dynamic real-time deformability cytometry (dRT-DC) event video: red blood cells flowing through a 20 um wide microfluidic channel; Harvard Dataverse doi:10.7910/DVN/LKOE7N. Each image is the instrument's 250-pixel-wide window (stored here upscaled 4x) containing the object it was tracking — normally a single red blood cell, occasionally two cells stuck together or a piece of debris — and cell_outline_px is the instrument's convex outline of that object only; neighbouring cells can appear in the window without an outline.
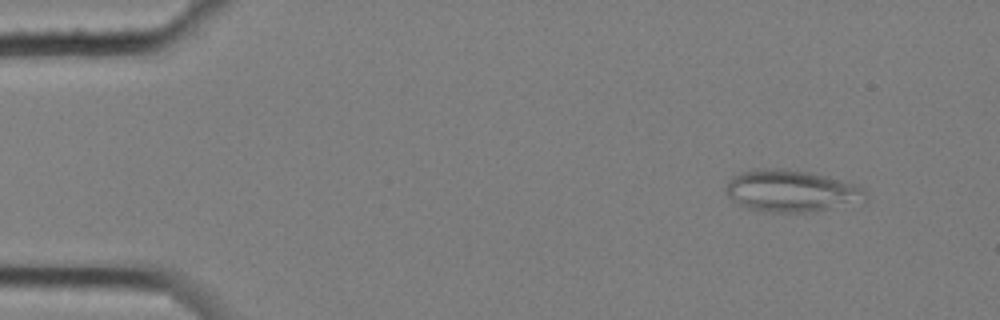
{"species": "common noctule bat (a hibernating species)", "species_latin": "Nyctalus noctula", "temperature_condition": "cold", "stored_images_in_passage": 3, "camera_frame_rate_fps": 3000, "um_per_image_px": 0.085, "animal": {"sex": "female", "body_mass_g": 25.1}, "frame": {"image": 1, "passage_image": 1, "time_ms": 0.0, "image_size_px": [1000, 320], "cell_outline_px": [[868, 200], [828, 208], [804, 212], [768, 212], [752, 208], [740, 204], [732, 200], [728, 196], [724, 188], [728, 180], [732, 176], [740, 172], [764, 168], [784, 168], [812, 172], [828, 176], [852, 184], [860, 188], [864, 192]], "centroid_in_image_um": [67.19, 16.2], "position_along_channel_um": 17.8, "area_um2": 33.7}}